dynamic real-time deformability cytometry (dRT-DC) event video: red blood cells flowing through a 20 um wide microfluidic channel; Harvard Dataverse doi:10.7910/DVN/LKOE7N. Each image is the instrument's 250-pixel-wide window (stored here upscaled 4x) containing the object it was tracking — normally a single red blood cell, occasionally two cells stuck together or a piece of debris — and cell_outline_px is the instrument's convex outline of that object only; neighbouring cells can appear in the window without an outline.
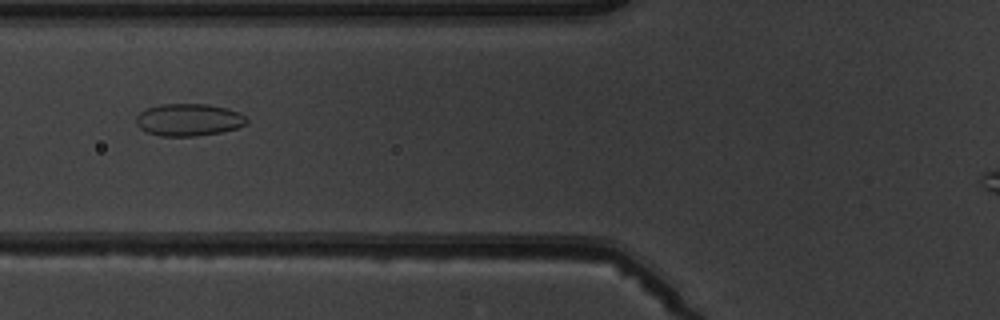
{"species": "common noctule bat (a hibernating species)", "species_latin": "Nyctalus noctula", "temperature_condition": "warm", "stored_images_in_passage": 6, "camera_frame_rate_fps": 3000, "um_per_image_px": 0.085, "animal": {"sex": "male", "body_mass_g": 19.5, "forearm_length_mm": 54.6}, "frame": {"image": 1, "passage_image": 6, "time_ms": 6.0, "image_size_px": [1000, 320], "cell_outline_px": [[248, 124], [236, 128], [220, 132], [196, 136], [160, 136], [148, 132], [140, 128], [136, 124], [136, 116], [140, 112], [148, 108], [160, 104], [208, 104], [240, 112], [248, 120]], "centroid_in_image_um": [16.04, 10.18], "position_along_channel_um": 109.8, "area_um2": 20.75}}